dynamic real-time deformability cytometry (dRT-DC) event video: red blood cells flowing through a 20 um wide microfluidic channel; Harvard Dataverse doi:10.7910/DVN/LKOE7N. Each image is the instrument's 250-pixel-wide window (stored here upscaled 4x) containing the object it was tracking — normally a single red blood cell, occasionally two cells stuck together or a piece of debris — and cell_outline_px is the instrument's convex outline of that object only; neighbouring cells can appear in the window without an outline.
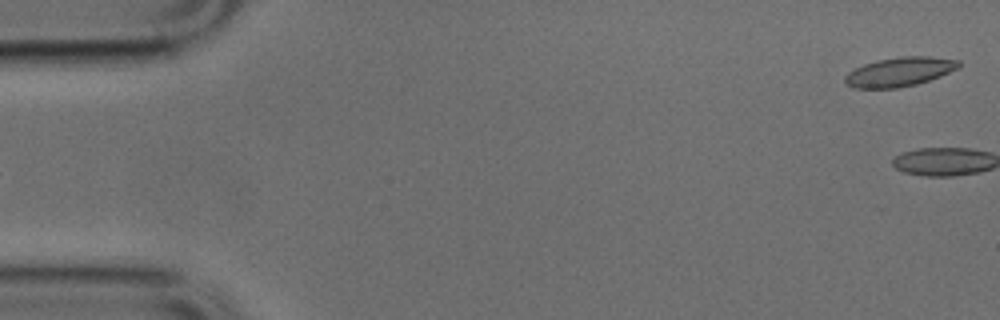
{"species": "common noctule bat (a hibernating species)", "species_latin": "Nyctalus noctula", "temperature_condition": "cold", "stored_images_in_passage": 2, "camera_frame_rate_fps": 3000, "um_per_image_px": 0.085, "animal": {"sex": "male", "body_mass_g": 17.9, "forearm_length_mm": 54.2}, "frame": {"image": 1, "passage_image": 1, "time_ms": 0.0, "image_size_px": [1000, 320], "cell_outline_px": [[960, 68], [940, 76], [916, 84], [896, 88], [852, 88], [844, 80], [844, 76], [848, 72], [864, 64], [876, 60], [900, 56], [928, 56], [960, 60]], "centroid_in_image_um": [76.47, 6.09], "position_along_channel_um": 8.5, "area_um2": 19.36}}